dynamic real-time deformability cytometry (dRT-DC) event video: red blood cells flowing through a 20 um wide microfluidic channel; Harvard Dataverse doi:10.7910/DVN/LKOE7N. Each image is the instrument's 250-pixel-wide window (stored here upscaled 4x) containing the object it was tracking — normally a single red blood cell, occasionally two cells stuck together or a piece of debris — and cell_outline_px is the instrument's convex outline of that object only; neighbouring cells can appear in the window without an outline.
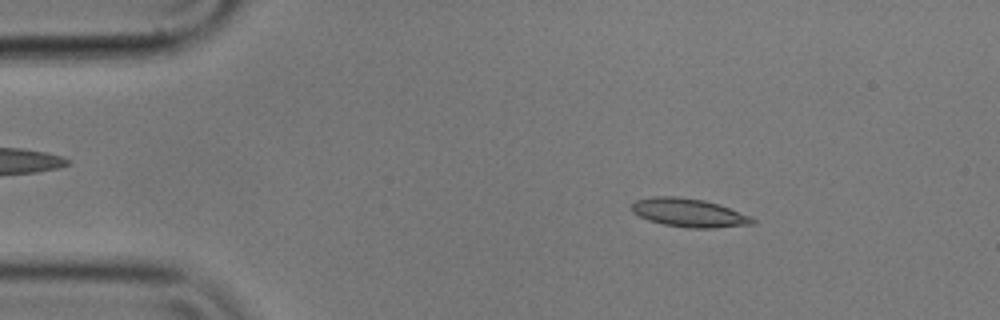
{"species": "common noctule bat (a hibernating species)", "species_latin": "Nyctalus noctula", "temperature_condition": "cold", "stored_images_in_passage": 55, "camera_frame_rate_fps": 3000, "um_per_image_px": 0.085, "animal": {"sex": "male", "body_mass_g": 17.9}, "frame": {"image": 1, "passage_image": 8, "time_ms": 2.333, "image_size_px": [1000, 320], "cell_outline_px": [[756, 224], [712, 228], [688, 228], [664, 224], [648, 220], [632, 212], [632, 204], [636, 200], [652, 196], [676, 196], [704, 200], [752, 216], [756, 220]], "centroid_in_image_um": [58.57, 18.09], "position_along_channel_um": 26.4, "area_um2": 20.0}}
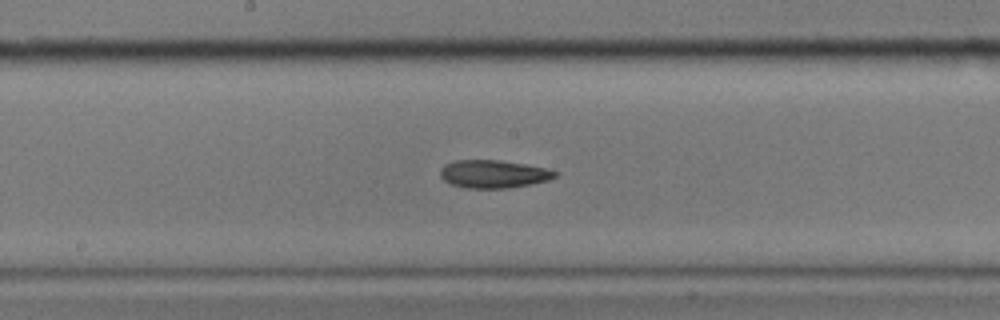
{"frame": {"image": 2, "passage_image": 28, "time_ms": 9.0, "image_size_px": [1000, 320], "cell_outline_px": [[560, 172], [556, 176], [548, 180], [508, 188], [468, 188], [452, 184], [444, 180], [440, 176], [440, 168], [444, 164], [456, 160], [500, 160], [548, 168]], "centroid_in_image_um": [41.95, 14.78], "position_along_channel_um": 206.3, "area_um2": 18.67}}
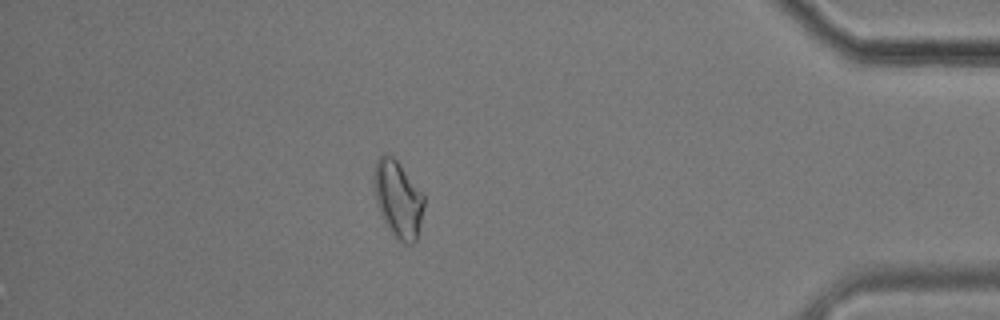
{"frame": {"image": 3, "passage_image": 48, "time_ms": 15.667, "image_size_px": [1000, 320], "cell_outline_px": [[424, 208], [416, 240], [412, 244], [404, 244], [392, 232], [384, 220], [380, 212], [376, 200], [372, 184], [372, 176], [376, 160], [384, 152], [392, 156], [396, 160], [424, 192]], "centroid_in_image_um": [33.83, 16.87], "position_along_channel_um": 401.4, "area_um2": 22.54}, "authors_computed_cell_mechanics": {"area_um2": 19.1318, "velocity_mm_per_s": 3.5488, "shape_relaxation_time_tau1_ms": null, "shape_relaxation_time_tau2_ms": 6.6104, "deformation_change_tau1": null, "deformation_change_tau2": 0.1555}}